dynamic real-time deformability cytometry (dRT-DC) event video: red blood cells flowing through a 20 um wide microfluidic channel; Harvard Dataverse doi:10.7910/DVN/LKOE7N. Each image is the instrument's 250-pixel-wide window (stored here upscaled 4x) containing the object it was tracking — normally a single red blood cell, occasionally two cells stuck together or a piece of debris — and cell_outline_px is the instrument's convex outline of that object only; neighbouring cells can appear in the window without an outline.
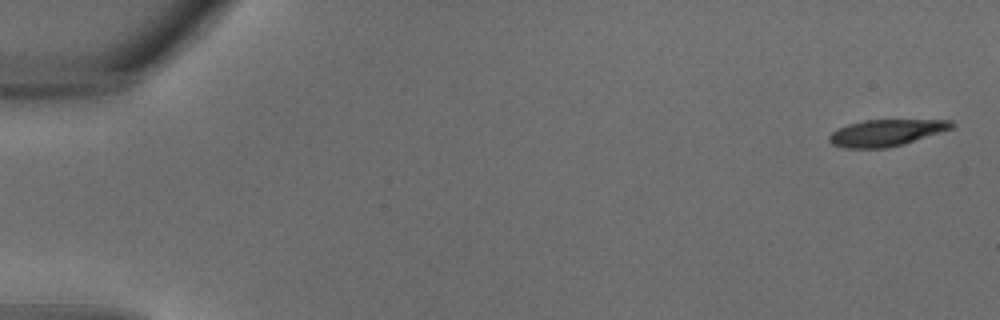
{"species": "common noctule bat (a hibernating species)", "species_latin": "Nyctalus noctula", "temperature_condition": "warm", "stored_images_in_passage": 34, "camera_frame_rate_fps": 3000, "um_per_image_px": 0.085, "animal": {"sex": "male", "body_mass_g": 18.8}, "frame": {"image": 1, "passage_image": 1, "time_ms": 0.0, "image_size_px": [1000, 320], "cell_outline_px": [[956, 124], [952, 128], [940, 132], [900, 144], [884, 148], [844, 148], [832, 144], [828, 140], [828, 136], [836, 128], [848, 124], [864, 120], [952, 120]], "centroid_in_image_um": [75.26, 11.27], "position_along_channel_um": 9.7, "area_um2": 18.73}}
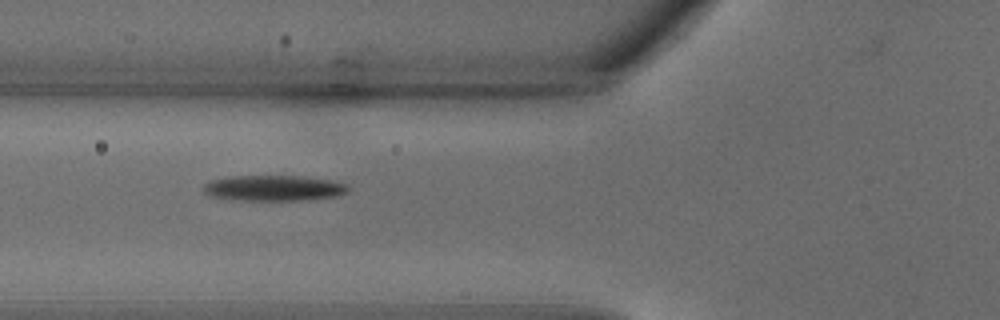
{"frame": {"image": 2, "passage_image": 13, "time_ms": 4.0, "image_size_px": [1000, 320], "cell_outline_px": [[352, 188], [348, 192], [340, 196], [308, 200], [232, 200], [208, 196], [204, 192], [204, 184], [212, 180], [232, 176], [300, 176], [332, 180], [348, 184]], "centroid_in_image_um": [23.33, 16.0], "position_along_channel_um": 102.5, "area_um2": 21.96}}
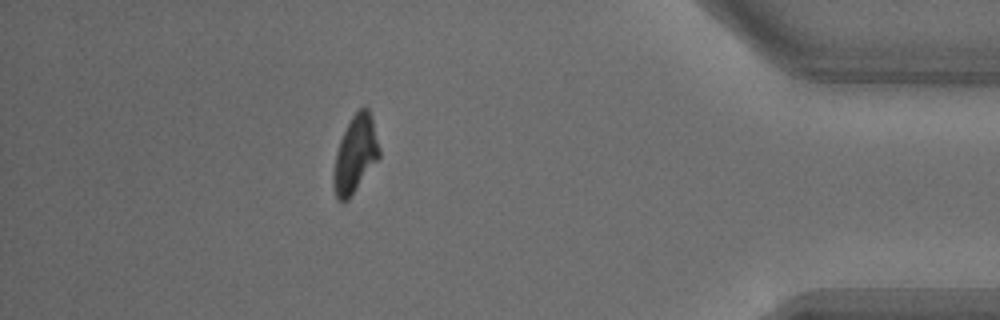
{"frame": {"image": 3, "passage_image": 30, "time_ms": 9.667, "image_size_px": [1000, 320], "cell_outline_px": [[380, 156], [348, 200], [336, 200], [332, 184], [332, 176], [336, 152], [340, 140], [352, 116], [364, 104], [368, 108], [372, 120], [380, 148]], "centroid_in_image_um": [30.18, 13.13], "position_along_channel_um": 405.0, "area_um2": 20.35}}